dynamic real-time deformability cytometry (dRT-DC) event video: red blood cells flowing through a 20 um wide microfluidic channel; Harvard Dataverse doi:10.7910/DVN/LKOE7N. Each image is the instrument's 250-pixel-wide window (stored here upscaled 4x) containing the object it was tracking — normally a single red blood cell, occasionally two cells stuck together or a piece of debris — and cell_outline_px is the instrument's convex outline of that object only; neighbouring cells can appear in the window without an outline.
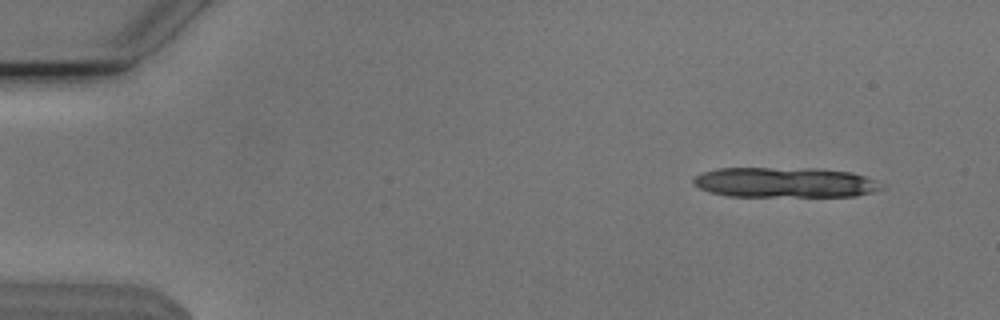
{"species": "Egyptian fruit bat (a non-hibernating species)", "species_latin": "Rousettus aegyptiacus", "temperature_condition": "cold", "stored_images_in_passage": 10, "camera_frame_rate_fps": 3000, "um_per_image_px": 0.085, "animal": {"sex": "male"}, "frame": {"image": 1, "passage_image": 2, "time_ms": 0.333, "image_size_px": [1000, 320], "cell_outline_px": [[884, 188], [872, 192], [856, 196], [728, 196], [712, 192], [700, 188], [692, 184], [692, 180], [700, 172], [716, 168], [820, 168], [852, 172], [876, 180]], "centroid_in_image_um": [66.7, 15.49], "position_along_channel_um": 18.3, "area_um2": 33.29}}